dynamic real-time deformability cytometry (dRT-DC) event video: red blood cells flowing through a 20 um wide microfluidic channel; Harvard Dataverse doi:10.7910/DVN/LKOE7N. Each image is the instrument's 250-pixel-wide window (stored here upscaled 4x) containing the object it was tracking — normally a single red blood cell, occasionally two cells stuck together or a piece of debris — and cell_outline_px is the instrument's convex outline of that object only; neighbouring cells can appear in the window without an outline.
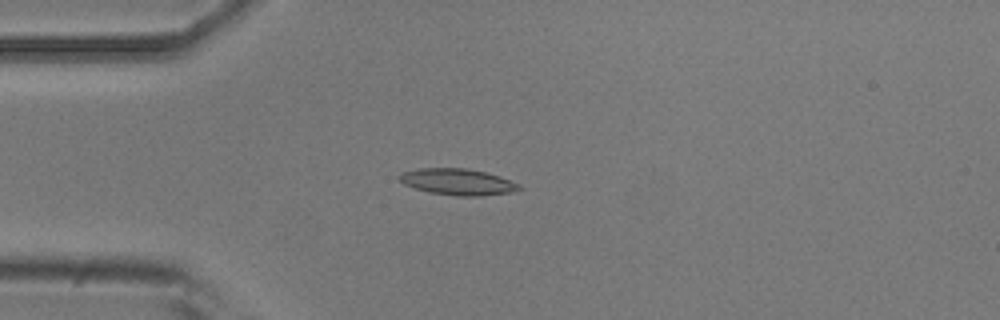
{"species": "common noctule bat (a hibernating species)", "species_latin": "Nyctalus noctula", "temperature_condition": "room temperature", "stored_images_in_passage": 4, "camera_frame_rate_fps": 3000, "um_per_image_px": 0.085, "animal": {"sex": "male", "body_mass_g": 20.5, "forearm_length_mm": 52.5}, "frame": {"image": 1, "passage_image": 4, "time_ms": 3.333, "image_size_px": [1000, 320], "cell_outline_px": [[524, 188], [512, 192], [480, 196], [456, 196], [432, 192], [416, 188], [404, 184], [396, 176], [400, 172], [420, 168], [468, 168], [500, 176], [520, 184]], "centroid_in_image_um": [38.92, 15.45], "position_along_channel_um": 46.1, "area_um2": 18.44}}